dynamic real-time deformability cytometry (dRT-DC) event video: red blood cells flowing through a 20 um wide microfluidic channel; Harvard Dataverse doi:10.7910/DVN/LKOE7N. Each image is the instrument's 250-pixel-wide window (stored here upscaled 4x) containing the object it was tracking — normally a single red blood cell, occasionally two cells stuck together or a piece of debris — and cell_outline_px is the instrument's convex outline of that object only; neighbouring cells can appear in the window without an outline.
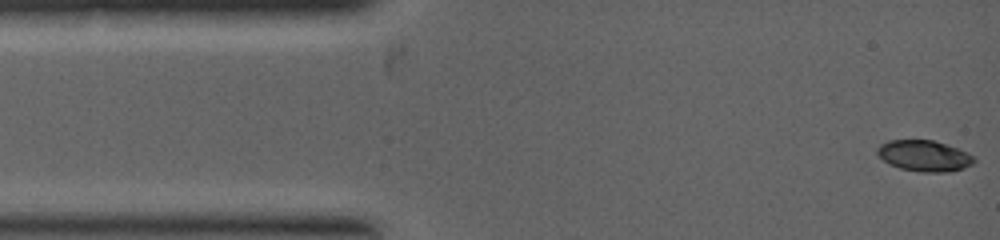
{"species": "common noctule bat (a hibernating species)", "species_latin": "Nyctalus noctula", "temperature_condition": "warm", "stored_images_in_passage": 22, "camera_frame_rate_fps": 5000, "um_per_image_px": 0.085, "animal": {"sex": "female", "body_mass_g": 19.0, "forearm_length_mm": 53.3}, "frame": {"image": 1, "passage_image": 1, "time_ms": 0.0, "image_size_px": [1000, 240], "cell_outline_px": [[976, 160], [972, 164], [964, 168], [948, 172], [920, 172], [900, 168], [888, 164], [876, 152], [876, 148], [880, 144], [888, 140], [932, 140], [956, 148], [972, 156]], "centroid_in_image_um": [78.51, 13.25], "position_along_channel_um": 6.5, "area_um2": 17.34}}
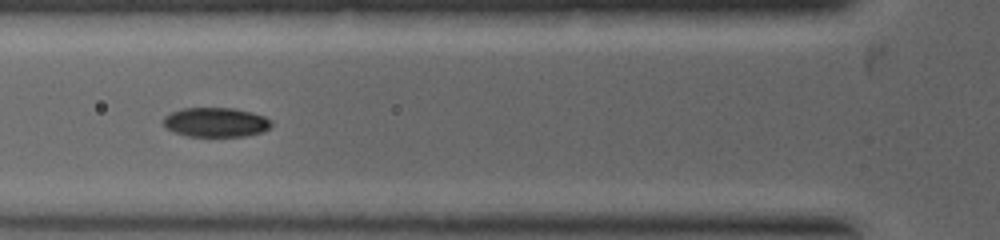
{"frame": {"image": 2, "passage_image": 13, "time_ms": 2.6, "image_size_px": [1000, 240], "cell_outline_px": [[272, 124], [268, 128], [260, 132], [244, 136], [188, 136], [176, 132], [168, 128], [160, 120], [164, 116], [180, 108], [232, 108], [252, 112], [264, 116], [272, 120]], "centroid_in_image_um": [18.33, 10.38], "position_along_channel_um": 107.5, "area_um2": 18.44}}
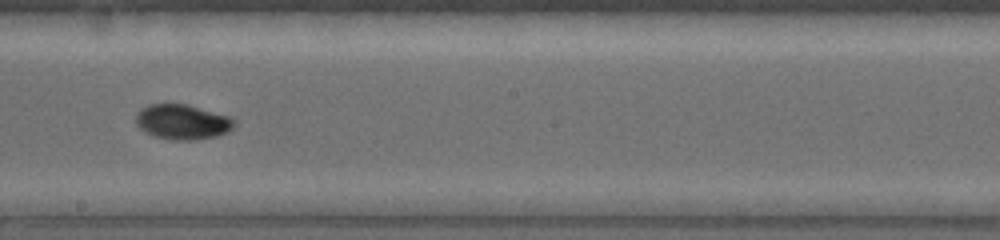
{"frame": {"image": 3, "passage_image": 22, "time_ms": 4.4, "image_size_px": [1000, 240], "cell_outline_px": [[236, 124], [228, 132], [216, 136], [192, 140], [176, 140], [156, 136], [140, 128], [136, 124], [136, 112], [148, 104], [188, 104], [232, 116], [236, 120]], "centroid_in_image_um": [15.56, 10.34], "position_along_channel_um": 232.6, "area_um2": 20.17}}